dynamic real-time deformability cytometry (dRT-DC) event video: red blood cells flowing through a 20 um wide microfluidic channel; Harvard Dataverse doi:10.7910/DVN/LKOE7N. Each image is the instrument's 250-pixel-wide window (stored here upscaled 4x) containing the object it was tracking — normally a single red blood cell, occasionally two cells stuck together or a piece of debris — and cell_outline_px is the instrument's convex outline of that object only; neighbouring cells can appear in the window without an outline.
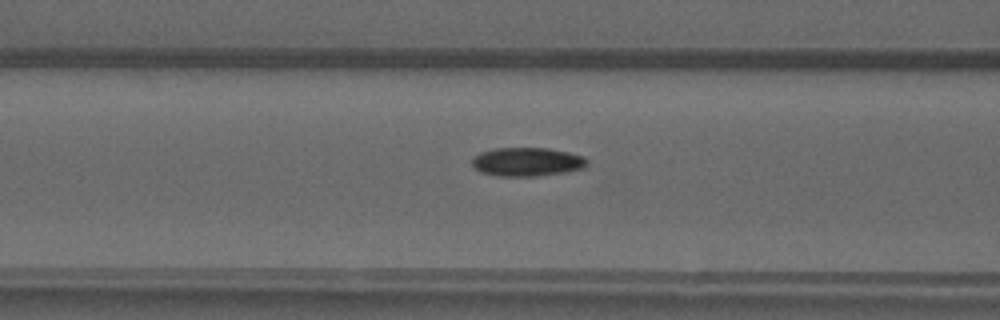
{"species": "common noctule bat (a hibernating species)", "species_latin": "Nyctalus noctula", "temperature_condition": "warm", "stored_images_in_passage": 51, "camera_frame_rate_fps": 3000, "um_per_image_px": 0.085, "animal": {"sex": "male", "forearm_length_mm": 52.5}, "frame": {"image": 1, "passage_image": 21, "time_ms": 6.667, "image_size_px": [1000, 320], "cell_outline_px": [[588, 164], [584, 168], [564, 172], [536, 176], [496, 176], [480, 172], [472, 164], [472, 156], [480, 152], [496, 148], [548, 148], [568, 152], [584, 156], [588, 160]], "centroid_in_image_um": [44.79, 13.75], "position_along_channel_um": 121.8, "area_um2": 19.36}}
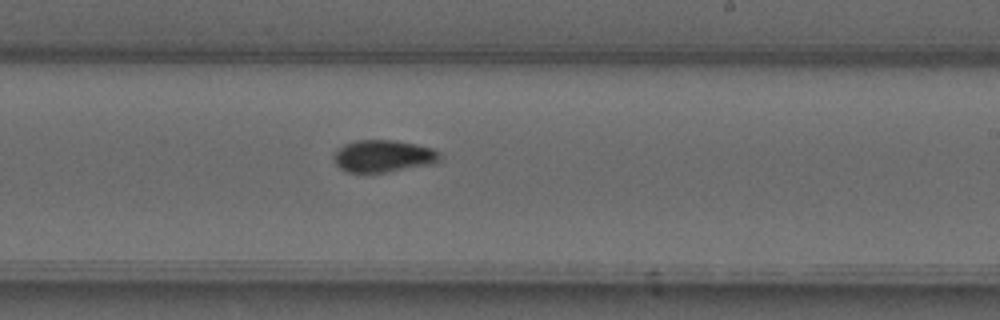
{"frame": {"image": 2, "passage_image": 31, "time_ms": 10.0, "image_size_px": [1000, 320], "cell_outline_px": [[440, 160], [432, 164], [384, 172], [348, 172], [340, 168], [332, 160], [332, 156], [344, 144], [356, 140], [392, 140], [416, 144], [432, 148], [440, 152]], "centroid_in_image_um": [32.57, 13.26], "position_along_channel_um": 256.4, "area_um2": 19.77}}
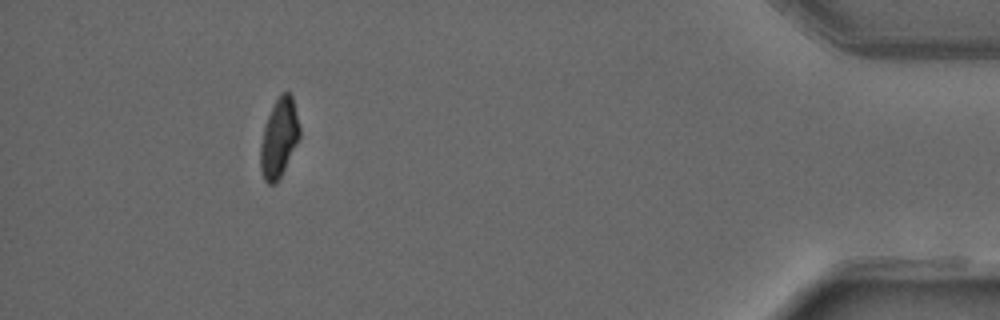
{"frame": {"image": 3, "passage_image": 47, "time_ms": 15.333, "image_size_px": [1000, 320], "cell_outline_px": [[300, 136], [276, 184], [268, 184], [264, 180], [260, 168], [260, 144], [264, 128], [268, 116], [280, 92], [288, 92], [292, 96], [300, 128]], "centroid_in_image_um": [23.7, 11.73], "position_along_channel_um": 411.5, "area_um2": 17.69}, "authors_computed_cell_mechanics": {"area_um2": 18.496, "velocity_mm_per_s": 4.0609, "shape_relaxation_time_tau1_ms": 6.7386, "shape_relaxation_time_tau2_ms": 3.3049, "deformation_change_tau1": 0.2064, "deformation_change_tau2": 0.0641}}